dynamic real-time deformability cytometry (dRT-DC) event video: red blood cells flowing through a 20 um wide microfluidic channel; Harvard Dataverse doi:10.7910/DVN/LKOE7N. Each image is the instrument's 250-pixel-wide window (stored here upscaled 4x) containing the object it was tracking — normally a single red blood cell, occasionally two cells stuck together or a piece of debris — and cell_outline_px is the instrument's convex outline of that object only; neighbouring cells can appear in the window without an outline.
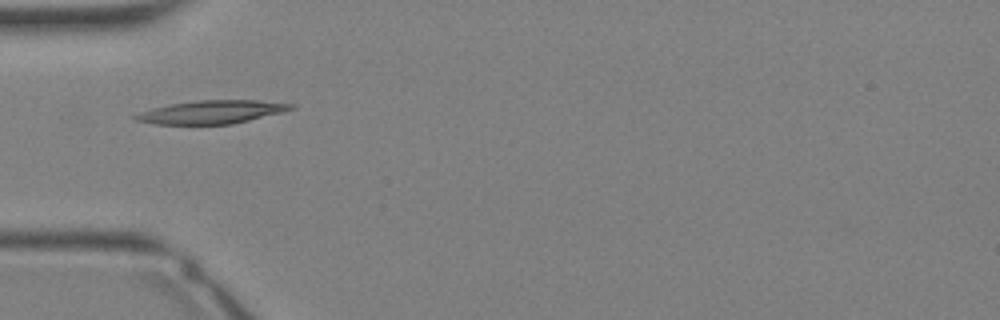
{"species": "Egyptian fruit bat (a non-hibernating species)", "species_latin": "Rousettus aegyptiacus", "temperature_condition": "warm", "stored_images_in_passage": 24, "camera_frame_rate_fps": 3000, "um_per_image_px": 0.085, "animal": {"sex": "female"}, "frame": {"image": 1, "passage_image": 1, "time_ms": 0.0, "image_size_px": [1000, 320], "cell_outline_px": [[296, 108], [232, 124], [152, 124], [132, 120], [132, 116], [140, 112], [152, 108], [172, 104], [196, 100], [256, 100], [296, 104]], "centroid_in_image_um": [17.94, 9.52], "position_along_channel_um": 67.1, "area_um2": 20.98}}
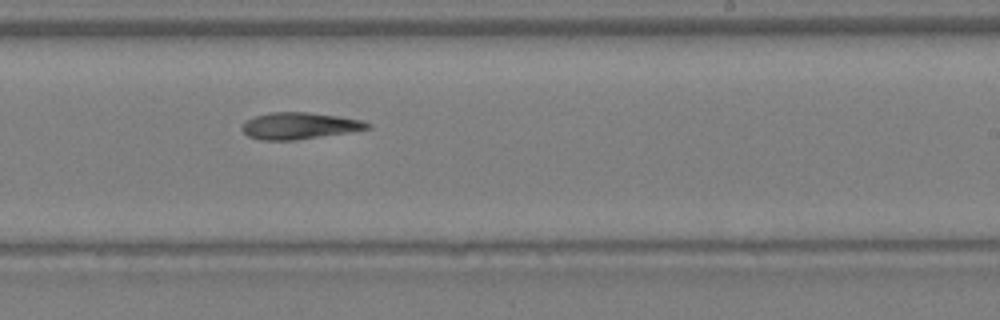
{"frame": {"image": 2, "passage_image": 11, "time_ms": 3.333, "image_size_px": [1000, 320], "cell_outline_px": [[372, 128], [352, 132], [296, 140], [260, 140], [248, 136], [240, 128], [244, 120], [256, 116], [272, 112], [308, 112], [340, 116], [364, 120], [372, 124]], "centroid_in_image_um": [25.49, 10.69], "position_along_channel_um": 263.5, "area_um2": 19.83}}
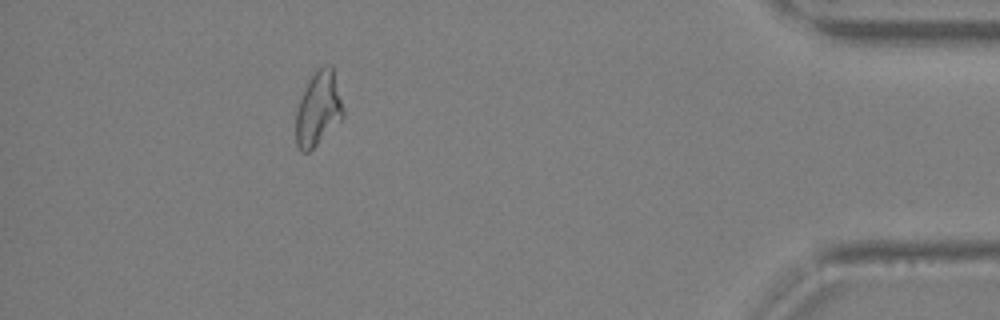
{"frame": {"image": 3, "passage_image": 21, "time_ms": 6.667, "image_size_px": [1000, 320], "cell_outline_px": [[344, 116], [308, 152], [304, 152], [296, 144], [296, 112], [300, 100], [308, 80], [320, 68], [328, 64], [332, 64], [344, 108]], "centroid_in_image_um": [27.06, 9.21], "position_along_channel_um": 408.1, "area_um2": 20.0}}